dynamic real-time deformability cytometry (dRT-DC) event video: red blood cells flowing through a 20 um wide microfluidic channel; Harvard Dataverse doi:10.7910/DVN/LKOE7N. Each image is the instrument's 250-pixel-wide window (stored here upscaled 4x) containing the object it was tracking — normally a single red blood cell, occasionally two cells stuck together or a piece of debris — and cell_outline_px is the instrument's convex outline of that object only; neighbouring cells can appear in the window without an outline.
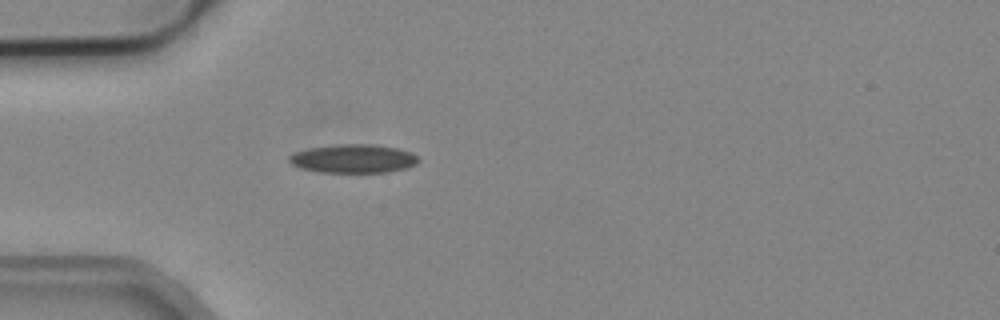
{"species": "common noctule bat (a hibernating species)", "species_latin": "Nyctalus noctula", "temperature_condition": "cold", "stored_images_in_passage": 5, "camera_frame_rate_fps": 3000, "um_per_image_px": 0.085, "animal": {"sex": "male", "body_mass_g": 19.2, "forearm_length_mm": 51.8}, "frame": {"image": 1, "passage_image": 5, "time_ms": 1.333, "image_size_px": [1000, 320], "cell_outline_px": [[420, 160], [416, 164], [408, 168], [388, 172], [320, 172], [300, 168], [292, 164], [288, 160], [288, 156], [296, 152], [308, 148], [340, 144], [368, 144], [396, 148], [408, 152], [416, 156]], "centroid_in_image_um": [30.02, 13.49], "position_along_channel_um": 55.0, "area_um2": 21.39}}